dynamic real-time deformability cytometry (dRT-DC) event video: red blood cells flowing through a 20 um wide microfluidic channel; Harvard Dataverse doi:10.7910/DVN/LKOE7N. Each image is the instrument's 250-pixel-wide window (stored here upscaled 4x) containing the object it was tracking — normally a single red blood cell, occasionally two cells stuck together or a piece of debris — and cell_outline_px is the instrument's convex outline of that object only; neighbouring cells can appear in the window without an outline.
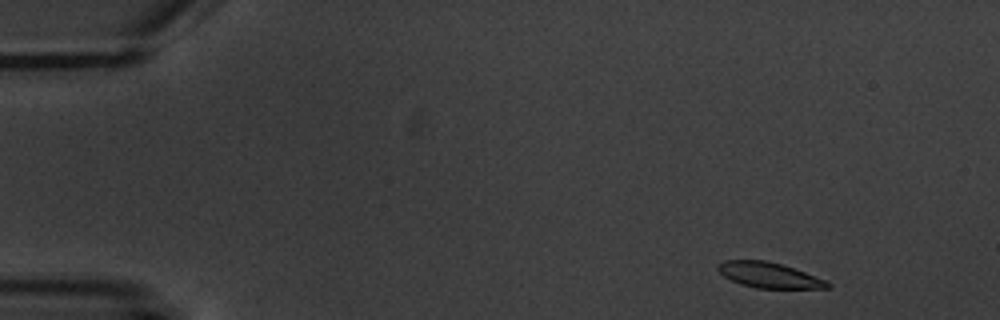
{"species": "common noctule bat (a hibernating species)", "species_latin": "Nyctalus noctula", "temperature_condition": "warm", "stored_images_in_passage": 8, "camera_frame_rate_fps": 3000, "um_per_image_px": 0.085, "animal": {"sex": "male", "body_mass_g": 20.1, "forearm_length_mm": 53.5}, "frame": {"image": 1, "passage_image": 1, "time_ms": 0.0, "image_size_px": [1000, 320], "cell_outline_px": [[832, 284], [828, 288], [756, 288], [740, 284], [724, 276], [716, 268], [716, 264], [724, 260], [768, 260], [828, 280]], "centroid_in_image_um": [65.36, 23.38], "position_along_channel_um": 19.6, "area_um2": 16.24}}
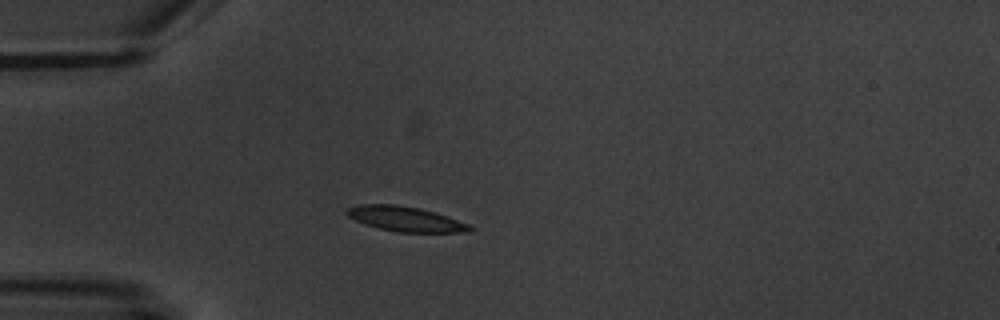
{"frame": {"image": 2, "passage_image": 3, "time_ms": 3.333, "image_size_px": [1000, 320], "cell_outline_px": [[476, 228], [472, 232], [396, 232], [364, 224], [348, 216], [344, 212], [348, 208], [360, 204], [396, 204], [420, 208], [436, 212], [472, 224]], "centroid_in_image_um": [34.55, 18.61], "position_along_channel_um": 50.5, "area_um2": 18.15}}